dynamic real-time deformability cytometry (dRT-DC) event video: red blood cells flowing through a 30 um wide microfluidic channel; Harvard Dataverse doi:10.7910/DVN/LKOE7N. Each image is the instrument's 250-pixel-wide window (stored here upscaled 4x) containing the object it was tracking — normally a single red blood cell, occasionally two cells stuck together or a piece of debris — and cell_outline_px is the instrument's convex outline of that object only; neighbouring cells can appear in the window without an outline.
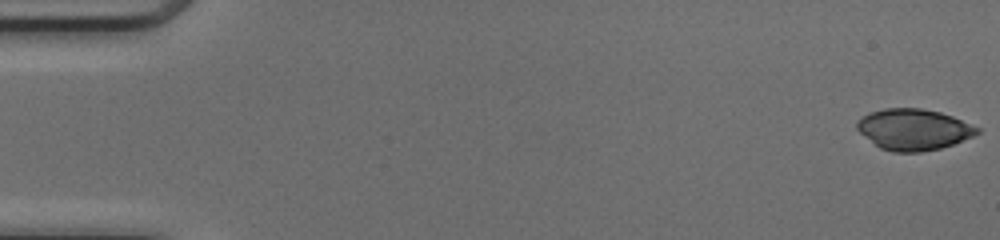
{"species": "common noctule bat (a hibernating species)", "species_latin": "Nyctalus noctula", "temperature_condition": "cold", "stored_images_in_passage": 50, "camera_frame_rate_fps": 3000, "um_per_image_px": 0.085, "animal": {"sex": "female", "body_mass_g": 17.0, "forearm_length_mm": 48.0}, "frame": {"image": 1, "passage_image": 1, "time_ms": 0.0, "image_size_px": [1000, 240], "cell_outline_px": [[980, 132], [972, 136], [952, 144], [940, 148], [920, 152], [892, 152], [880, 148], [860, 132], [856, 128], [856, 120], [872, 112], [884, 108], [920, 108], [940, 112], [952, 116], [980, 128]], "centroid_in_image_um": [77.64, 11.0], "position_along_channel_um": 7.4, "area_um2": 28.55}}
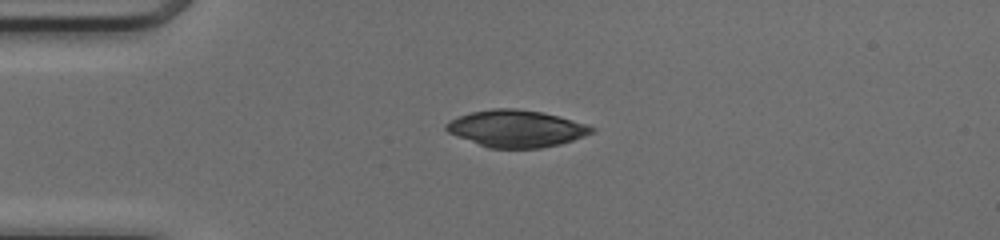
{"frame": {"image": 2, "passage_image": 13, "time_ms": 4.0, "image_size_px": [1000, 240], "cell_outline_px": [[596, 132], [560, 144], [540, 148], [488, 148], [456, 136], [448, 132], [444, 128], [444, 124], [460, 116], [472, 112], [492, 108], [516, 108], [544, 112], [584, 124], [596, 128]], "centroid_in_image_um": [43.87, 10.93], "position_along_channel_um": 41.1, "area_um2": 31.27}}